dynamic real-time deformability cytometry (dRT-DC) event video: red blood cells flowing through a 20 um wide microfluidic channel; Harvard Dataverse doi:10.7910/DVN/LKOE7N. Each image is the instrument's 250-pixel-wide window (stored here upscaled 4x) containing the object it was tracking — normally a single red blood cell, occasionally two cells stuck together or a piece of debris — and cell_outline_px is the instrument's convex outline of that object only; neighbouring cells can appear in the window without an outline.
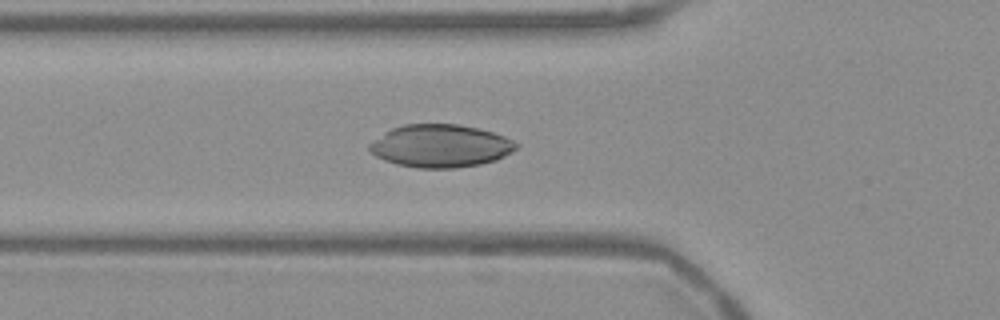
{"species": "Egyptian fruit bat (a non-hibernating species)", "species_latin": "Rousettus aegyptiacus", "temperature_condition": "warm", "stored_images_in_passage": 41, "camera_frame_rate_fps": 3000, "um_per_image_px": 0.085, "frame": {"image": 1, "passage_image": 6, "time_ms": 1.667, "image_size_px": [1000, 320], "cell_outline_px": [[520, 144], [512, 152], [496, 160], [480, 164], [456, 168], [416, 168], [396, 164], [384, 160], [376, 156], [368, 148], [368, 144], [392, 128], [404, 124], [460, 124], [492, 132], [504, 136]], "centroid_in_image_um": [37.45, 12.41], "position_along_channel_um": 88.4, "area_um2": 36.53}}
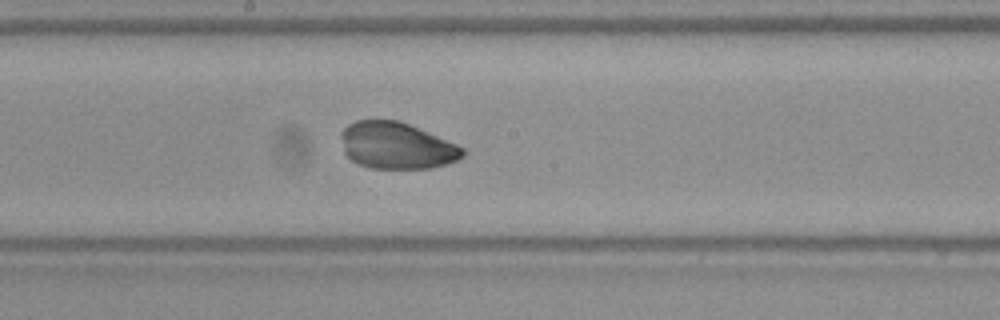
{"frame": {"image": 2, "passage_image": 16, "time_ms": 5.0, "image_size_px": [1000, 320], "cell_outline_px": [[464, 156], [460, 160], [432, 168], [372, 168], [360, 164], [352, 160], [344, 152], [340, 136], [344, 128], [348, 124], [356, 120], [400, 120], [456, 144], [464, 148]], "centroid_in_image_um": [33.71, 12.37], "position_along_channel_um": 214.5, "area_um2": 33.0}}
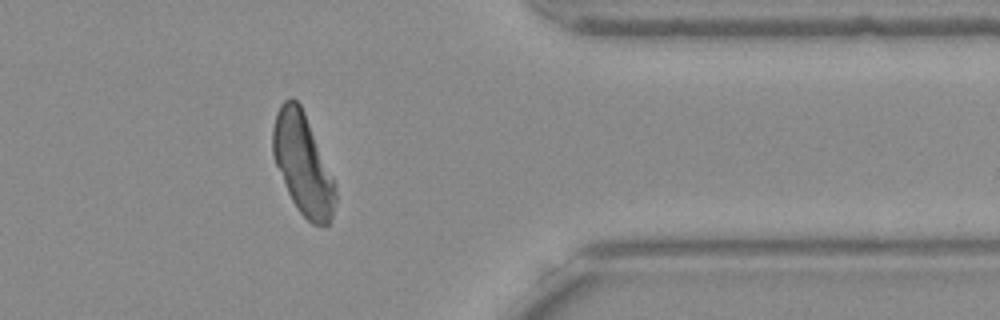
{"frame": {"image": 3, "passage_image": 31, "time_ms": 10.0, "image_size_px": [1000, 320], "cell_outline_px": [[336, 200], [332, 216], [328, 224], [312, 224], [296, 208], [288, 192], [272, 156], [272, 128], [276, 112], [280, 104], [284, 100], [292, 96], [300, 104], [304, 112], [336, 184]], "centroid_in_image_um": [25.72, 13.92], "position_along_channel_um": 385.7, "area_um2": 36.59}}